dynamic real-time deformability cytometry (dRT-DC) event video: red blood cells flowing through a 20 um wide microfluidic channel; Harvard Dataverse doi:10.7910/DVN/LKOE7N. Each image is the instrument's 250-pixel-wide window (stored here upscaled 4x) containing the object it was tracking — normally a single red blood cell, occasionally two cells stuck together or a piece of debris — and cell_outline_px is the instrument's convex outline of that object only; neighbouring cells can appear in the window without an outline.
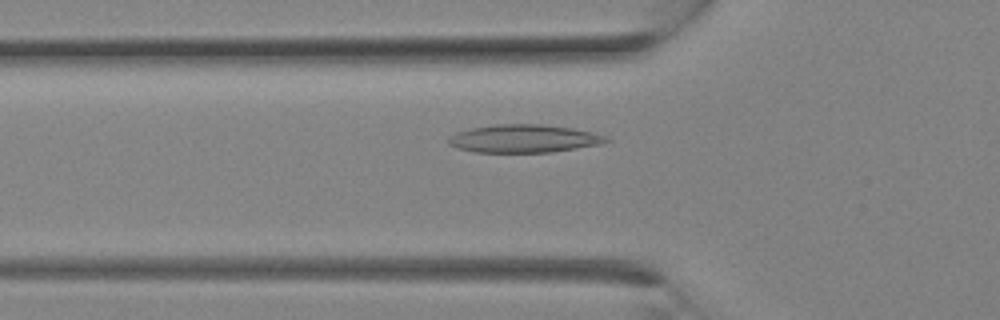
{"species": "Egyptian fruit bat (a non-hibernating species)", "species_latin": "Rousettus aegyptiacus", "temperature_condition": "room temperature", "stored_images_in_passage": 18, "camera_frame_rate_fps": 3000, "um_per_image_px": 0.085, "animal": {"sex": "female"}, "frame": {"image": 1, "passage_image": 7, "time_ms": 2.0, "image_size_px": [1000, 320], "cell_outline_px": [[612, 140], [600, 144], [552, 152], [476, 152], [456, 148], [448, 144], [448, 136], [456, 132], [472, 128], [496, 124], [540, 124], [572, 128], [592, 132], [604, 136]], "centroid_in_image_um": [44.49, 11.78], "position_along_channel_um": 81.3, "area_um2": 25.66}}
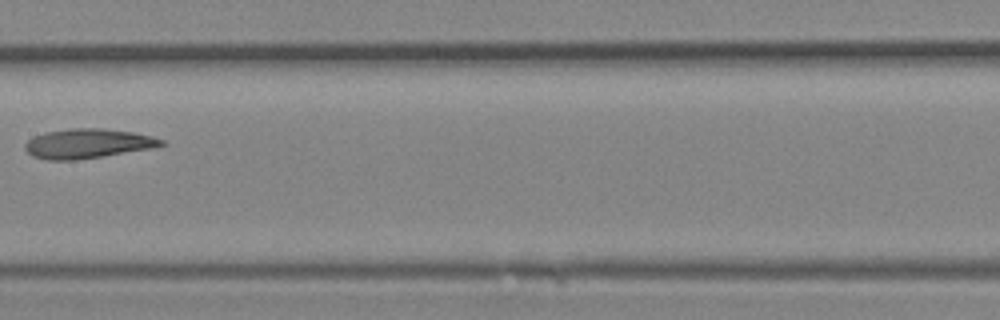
{"frame": {"image": 2, "passage_image": 12, "time_ms": 3.667, "image_size_px": [1000, 320], "cell_outline_px": [[168, 144], [152, 148], [76, 160], [48, 160], [32, 156], [24, 148], [24, 144], [32, 136], [44, 132], [68, 128], [100, 128], [132, 132], [152, 136], [164, 140]], "centroid_in_image_um": [7.43, 12.19], "position_along_channel_um": 200.0, "area_um2": 23.52}}
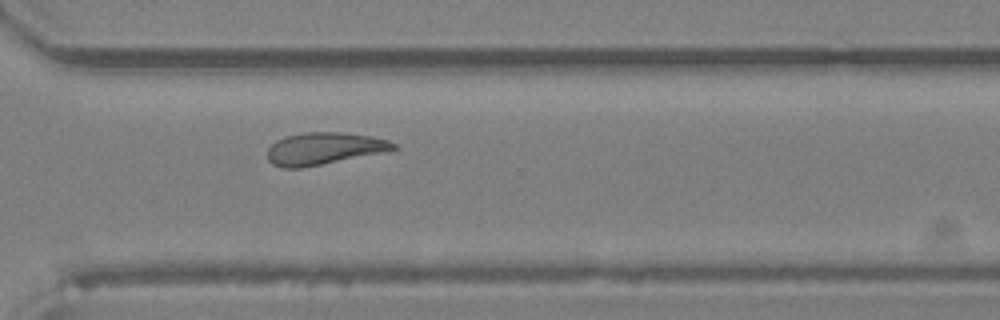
{"frame": {"image": 3, "passage_image": 18, "time_ms": 5.667, "image_size_px": [1000, 320], "cell_outline_px": [[400, 148], [388, 152], [300, 168], [280, 168], [272, 164], [268, 160], [268, 148], [276, 140], [284, 136], [304, 132], [340, 132], [372, 136], [388, 140], [396, 144]], "centroid_in_image_um": [27.57, 12.63], "position_along_channel_um": 343.0, "area_um2": 23.93}}